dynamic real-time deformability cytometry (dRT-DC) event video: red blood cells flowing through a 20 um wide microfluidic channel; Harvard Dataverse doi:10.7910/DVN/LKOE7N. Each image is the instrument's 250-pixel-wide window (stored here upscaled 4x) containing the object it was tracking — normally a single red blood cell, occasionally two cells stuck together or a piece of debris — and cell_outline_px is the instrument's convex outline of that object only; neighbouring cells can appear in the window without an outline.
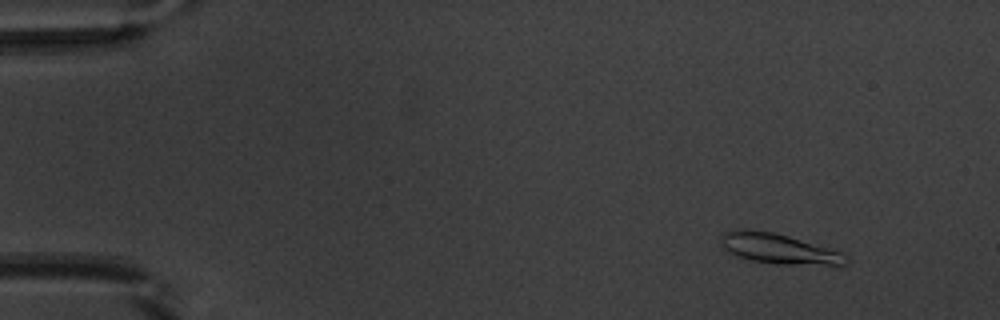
{"species": "common noctule bat (a hibernating species)", "species_latin": "Nyctalus noctula", "temperature_condition": "warm", "stored_images_in_passage": 49, "camera_frame_rate_fps": 3000, "um_per_image_px": 0.085, "animal": {"sex": "male", "body_mass_g": 20.1, "forearm_length_mm": 53.5}, "frame": {"image": 1, "passage_image": 2, "time_ms": 0.333, "image_size_px": [1000, 320], "cell_outline_px": [[848, 264], [840, 268], [776, 264], [752, 260], [728, 252], [720, 244], [720, 236], [724, 232], [748, 228], [772, 232], [788, 236], [844, 252], [848, 260]], "centroid_in_image_um": [66.33, 21.19], "position_along_channel_um": 18.7, "area_um2": 22.83}}
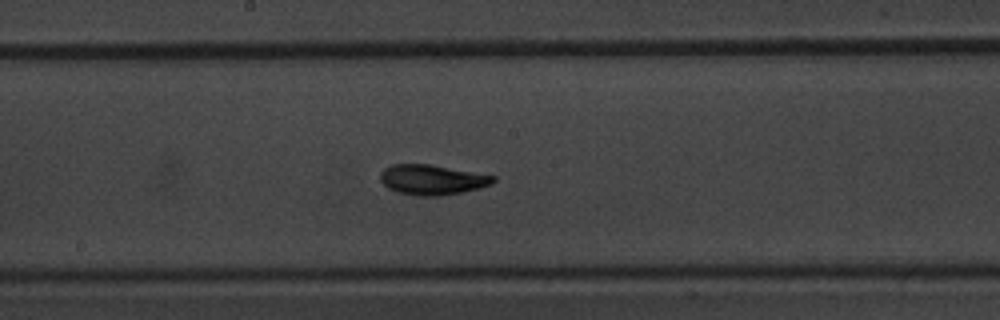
{"frame": {"image": 2, "passage_image": 25, "time_ms": 8.0, "image_size_px": [1000, 320], "cell_outline_px": [[496, 180], [492, 184], [480, 188], [440, 196], [416, 196], [400, 192], [388, 188], [380, 180], [380, 172], [384, 168], [392, 164], [432, 164], [496, 176]], "centroid_in_image_um": [36.74, 15.27], "position_along_channel_um": 211.5, "area_um2": 19.88}}
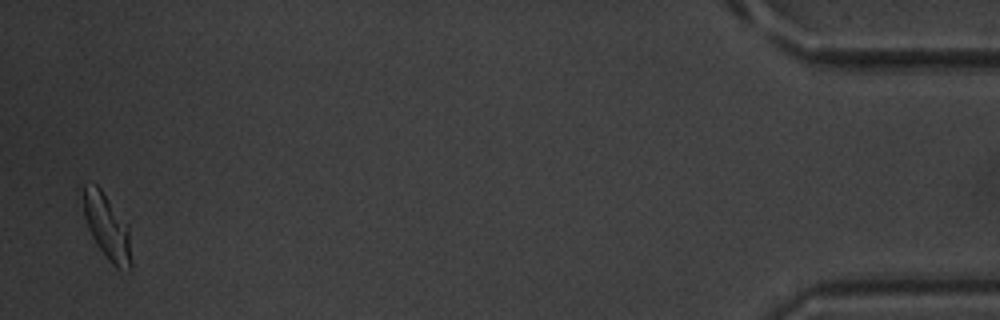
{"frame": {"image": 3, "passage_image": 48, "time_ms": 15.667, "image_size_px": [1000, 320], "cell_outline_px": [[132, 272], [120, 272], [108, 260], [96, 244], [88, 228], [84, 216], [76, 188], [84, 184], [96, 184], [100, 188], [128, 224], [132, 264]], "centroid_in_image_um": [9.05, 19.26], "position_along_channel_um": 426.2, "area_um2": 19.42}, "authors_computed_cell_mechanics": {"area_um2": 19.2474, "velocity_mm_per_s": 3.8681, "shape_relaxation_time_tau1_ms": 2.8929, "shape_relaxation_time_tau2_ms": 0.7299, "deformation_change_tau1": 0.1361, "deformation_change_tau2": 0.0443}}